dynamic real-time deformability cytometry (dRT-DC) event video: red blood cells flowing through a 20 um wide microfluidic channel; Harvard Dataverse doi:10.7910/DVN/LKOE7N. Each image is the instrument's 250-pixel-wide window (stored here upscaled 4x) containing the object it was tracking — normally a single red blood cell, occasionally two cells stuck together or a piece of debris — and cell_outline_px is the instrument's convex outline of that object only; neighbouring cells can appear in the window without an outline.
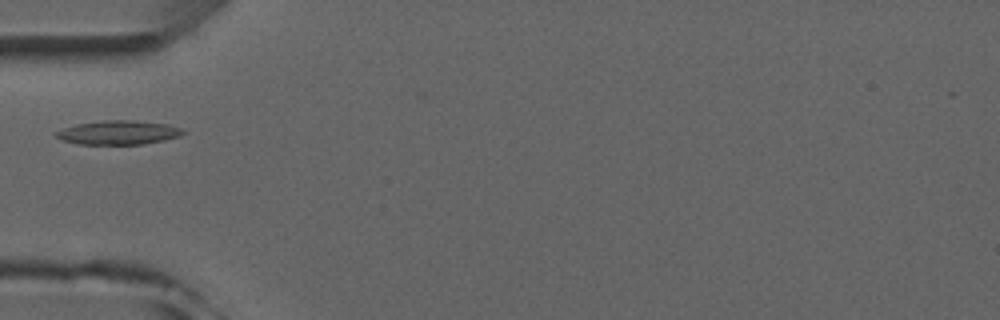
{"species": "common noctule bat (a hibernating species)", "species_latin": "Nyctalus noctula", "temperature_condition": "room temperature", "stored_images_in_passage": 3, "camera_frame_rate_fps": 3000, "um_per_image_px": 0.085, "animal": {"sex": "male", "forearm_length_mm": 52.5}, "frame": {"image": 1, "passage_image": 3, "time_ms": 3.0, "image_size_px": [1000, 320], "cell_outline_px": [[184, 132], [180, 136], [164, 140], [144, 144], [80, 144], [64, 140], [56, 136], [56, 132], [64, 128], [76, 124], [104, 120], [136, 120], [168, 124], [184, 128]], "centroid_in_image_um": [10.13, 11.25], "position_along_channel_um": 74.9, "area_um2": 17.69}}